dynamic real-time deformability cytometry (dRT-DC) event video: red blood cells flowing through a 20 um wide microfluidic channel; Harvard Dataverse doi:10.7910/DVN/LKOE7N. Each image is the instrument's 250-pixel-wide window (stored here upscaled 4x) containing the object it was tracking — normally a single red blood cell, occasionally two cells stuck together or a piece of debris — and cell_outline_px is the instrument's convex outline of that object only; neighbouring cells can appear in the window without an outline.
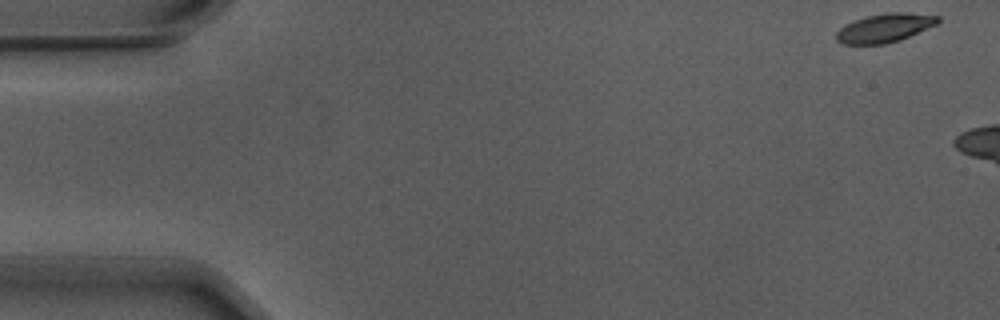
{"species": "Egyptian fruit bat (a non-hibernating species)", "species_latin": "Rousettus aegyptiacus", "temperature_condition": "warm", "stored_images_in_passage": 6, "camera_frame_rate_fps": 3000, "um_per_image_px": 0.085, "animal": {"sex": "male"}, "frame": {"image": 1, "passage_image": 1, "time_ms": 0.0, "image_size_px": [1000, 320], "cell_outline_px": [[940, 20], [936, 24], [900, 40], [884, 44], [844, 44], [836, 40], [836, 32], [844, 24], [852, 20], [868, 16], [888, 12], [904, 12], [940, 16]], "centroid_in_image_um": [75.17, 2.37], "position_along_channel_um": 9.8, "area_um2": 16.94}}